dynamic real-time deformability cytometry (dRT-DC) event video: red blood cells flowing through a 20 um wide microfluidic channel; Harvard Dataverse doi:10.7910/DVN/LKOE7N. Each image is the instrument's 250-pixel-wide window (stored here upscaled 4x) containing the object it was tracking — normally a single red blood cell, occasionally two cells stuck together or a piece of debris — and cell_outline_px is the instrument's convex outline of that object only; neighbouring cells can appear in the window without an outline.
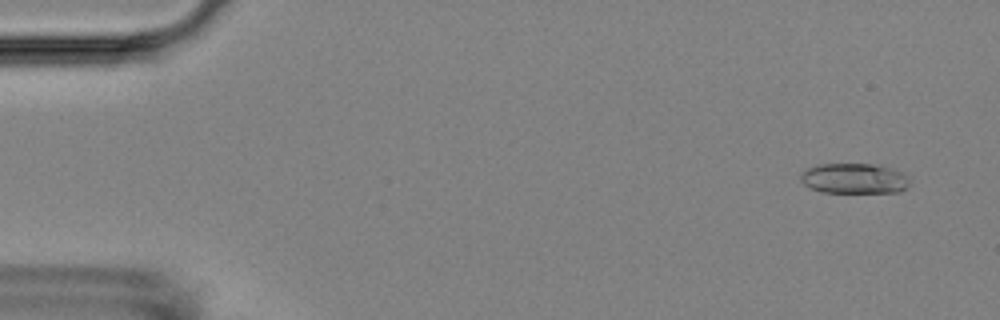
{"species": "Egyptian fruit bat (a non-hibernating species)", "species_latin": "Rousettus aegyptiacus", "temperature_condition": "room temperature", "stored_images_in_passage": 5, "camera_frame_rate_fps": 3000, "um_per_image_px": 0.085, "animal": {"sex": "female"}, "frame": {"image": 1, "passage_image": 1, "time_ms": 0.0, "image_size_px": [1000, 320], "cell_outline_px": [[908, 184], [900, 192], [824, 192], [812, 188], [804, 184], [800, 180], [800, 172], [816, 164], [872, 164], [892, 168], [908, 176]], "centroid_in_image_um": [72.57, 15.16], "position_along_channel_um": 12.4, "area_um2": 19.13}}